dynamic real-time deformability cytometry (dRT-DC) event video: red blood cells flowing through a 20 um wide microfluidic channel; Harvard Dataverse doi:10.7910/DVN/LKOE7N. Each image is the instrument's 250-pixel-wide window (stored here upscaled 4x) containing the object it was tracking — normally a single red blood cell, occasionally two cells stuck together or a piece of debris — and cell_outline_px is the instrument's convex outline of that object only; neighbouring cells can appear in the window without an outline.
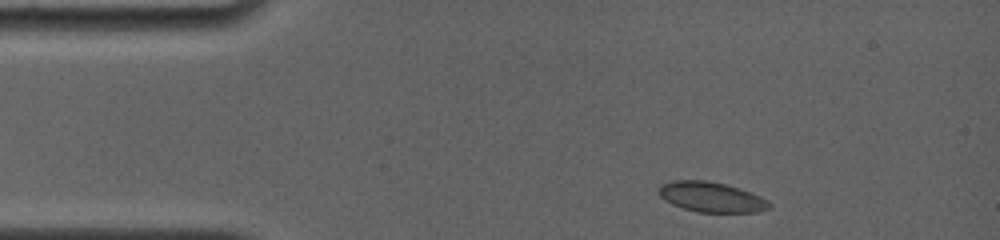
{"species": "common noctule bat (a hibernating species)", "species_latin": "Nyctalus noctula", "temperature_condition": "room temperature", "stored_images_in_passage": 14, "camera_frame_rate_fps": 4000, "um_per_image_px": 0.085, "animal": {"sex": "female", "body_mass_g": 19.0, "forearm_length_mm": 56.7}, "frame": {"image": 1, "passage_image": 2, "time_ms": 0.5, "image_size_px": [1000, 240], "cell_outline_px": [[772, 208], [760, 212], [696, 212], [672, 204], [664, 200], [656, 192], [660, 184], [672, 180], [704, 180], [724, 184], [760, 196], [772, 204]], "centroid_in_image_um": [60.42, 16.75], "position_along_channel_um": 24.6, "area_um2": 19.42}}
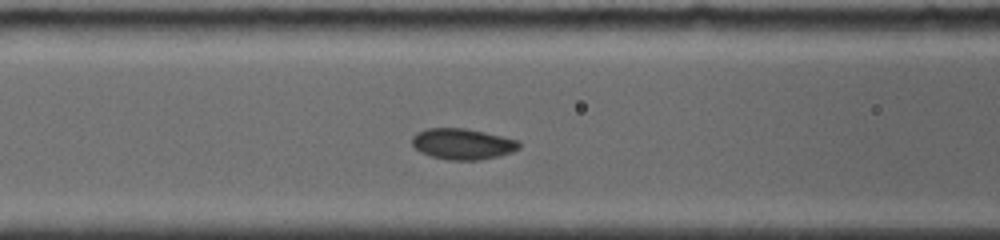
{"frame": {"image": 2, "passage_image": 12, "time_ms": 4.75, "image_size_px": [1000, 240], "cell_outline_px": [[520, 148], [512, 152], [480, 160], [448, 160], [432, 156], [420, 152], [412, 144], [412, 136], [416, 132], [428, 128], [464, 128], [484, 132], [520, 140]], "centroid_in_image_um": [39.32, 12.23], "position_along_channel_um": 127.3, "area_um2": 19.31}}
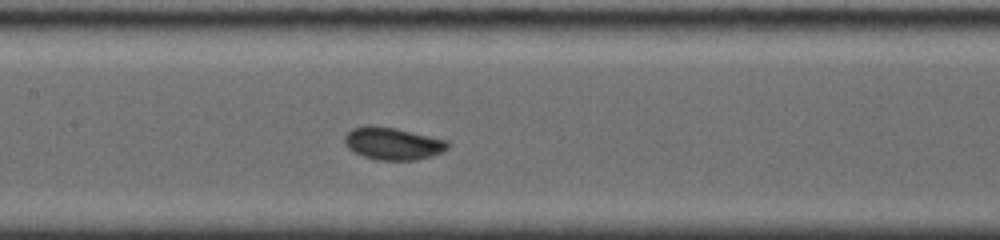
{"frame": {"image": 3, "passage_image": 14, "time_ms": 6.0, "image_size_px": [1000, 240], "cell_outline_px": [[448, 148], [444, 152], [432, 156], [416, 160], [380, 160], [364, 156], [352, 152], [344, 144], [344, 136], [352, 128], [368, 124], [372, 124], [396, 128], [448, 140]], "centroid_in_image_um": [33.37, 12.19], "position_along_channel_um": 174.0, "area_um2": 19.77}}